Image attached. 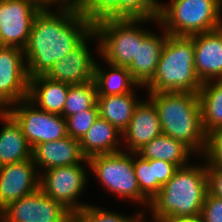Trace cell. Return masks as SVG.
I'll return each mask as SVG.
<instances>
[{
	"label": "cell",
	"instance_id": "cell-1",
	"mask_svg": "<svg viewBox=\"0 0 222 222\" xmlns=\"http://www.w3.org/2000/svg\"><path fill=\"white\" fill-rule=\"evenodd\" d=\"M40 9L32 22L24 48L28 78L45 75L59 58L66 56L92 30L79 8Z\"/></svg>",
	"mask_w": 222,
	"mask_h": 222
},
{
	"label": "cell",
	"instance_id": "cell-2",
	"mask_svg": "<svg viewBox=\"0 0 222 222\" xmlns=\"http://www.w3.org/2000/svg\"><path fill=\"white\" fill-rule=\"evenodd\" d=\"M207 192L206 163L178 168L150 202L153 222L199 220Z\"/></svg>",
	"mask_w": 222,
	"mask_h": 222
},
{
	"label": "cell",
	"instance_id": "cell-3",
	"mask_svg": "<svg viewBox=\"0 0 222 222\" xmlns=\"http://www.w3.org/2000/svg\"><path fill=\"white\" fill-rule=\"evenodd\" d=\"M154 104L163 134L182 141L194 154L204 155L207 134L202 125L201 108L197 93H149Z\"/></svg>",
	"mask_w": 222,
	"mask_h": 222
},
{
	"label": "cell",
	"instance_id": "cell-4",
	"mask_svg": "<svg viewBox=\"0 0 222 222\" xmlns=\"http://www.w3.org/2000/svg\"><path fill=\"white\" fill-rule=\"evenodd\" d=\"M201 86L194 69L192 37L168 35L155 75L145 86L148 93H198Z\"/></svg>",
	"mask_w": 222,
	"mask_h": 222
},
{
	"label": "cell",
	"instance_id": "cell-5",
	"mask_svg": "<svg viewBox=\"0 0 222 222\" xmlns=\"http://www.w3.org/2000/svg\"><path fill=\"white\" fill-rule=\"evenodd\" d=\"M222 0H171L161 3L158 23L169 35L191 37L222 27Z\"/></svg>",
	"mask_w": 222,
	"mask_h": 222
},
{
	"label": "cell",
	"instance_id": "cell-6",
	"mask_svg": "<svg viewBox=\"0 0 222 222\" xmlns=\"http://www.w3.org/2000/svg\"><path fill=\"white\" fill-rule=\"evenodd\" d=\"M150 21L158 19H107L95 24L97 52L104 62L128 68L137 57L138 39L146 32L139 25Z\"/></svg>",
	"mask_w": 222,
	"mask_h": 222
},
{
	"label": "cell",
	"instance_id": "cell-7",
	"mask_svg": "<svg viewBox=\"0 0 222 222\" xmlns=\"http://www.w3.org/2000/svg\"><path fill=\"white\" fill-rule=\"evenodd\" d=\"M88 167L103 188L123 199L150 206V200L140 191L133 168V153L120 151L114 154L92 156Z\"/></svg>",
	"mask_w": 222,
	"mask_h": 222
},
{
	"label": "cell",
	"instance_id": "cell-8",
	"mask_svg": "<svg viewBox=\"0 0 222 222\" xmlns=\"http://www.w3.org/2000/svg\"><path fill=\"white\" fill-rule=\"evenodd\" d=\"M7 112L20 125L31 148L68 136L65 118L39 109L28 98L15 103Z\"/></svg>",
	"mask_w": 222,
	"mask_h": 222
},
{
	"label": "cell",
	"instance_id": "cell-9",
	"mask_svg": "<svg viewBox=\"0 0 222 222\" xmlns=\"http://www.w3.org/2000/svg\"><path fill=\"white\" fill-rule=\"evenodd\" d=\"M86 167L80 163L76 165L54 167L42 171L40 174L39 189L48 197L63 204L76 215L86 205L78 203L77 198L85 191L87 183Z\"/></svg>",
	"mask_w": 222,
	"mask_h": 222
},
{
	"label": "cell",
	"instance_id": "cell-10",
	"mask_svg": "<svg viewBox=\"0 0 222 222\" xmlns=\"http://www.w3.org/2000/svg\"><path fill=\"white\" fill-rule=\"evenodd\" d=\"M74 217L41 189L10 203L0 212L2 222H70Z\"/></svg>",
	"mask_w": 222,
	"mask_h": 222
},
{
	"label": "cell",
	"instance_id": "cell-11",
	"mask_svg": "<svg viewBox=\"0 0 222 222\" xmlns=\"http://www.w3.org/2000/svg\"><path fill=\"white\" fill-rule=\"evenodd\" d=\"M24 49L0 46V111H7L15 103L28 98Z\"/></svg>",
	"mask_w": 222,
	"mask_h": 222
},
{
	"label": "cell",
	"instance_id": "cell-12",
	"mask_svg": "<svg viewBox=\"0 0 222 222\" xmlns=\"http://www.w3.org/2000/svg\"><path fill=\"white\" fill-rule=\"evenodd\" d=\"M40 9L32 0H0V46L24 49Z\"/></svg>",
	"mask_w": 222,
	"mask_h": 222
},
{
	"label": "cell",
	"instance_id": "cell-13",
	"mask_svg": "<svg viewBox=\"0 0 222 222\" xmlns=\"http://www.w3.org/2000/svg\"><path fill=\"white\" fill-rule=\"evenodd\" d=\"M93 38L97 39L94 30L66 56L60 57L45 76L69 85L92 81L96 61L88 50L87 42Z\"/></svg>",
	"mask_w": 222,
	"mask_h": 222
},
{
	"label": "cell",
	"instance_id": "cell-14",
	"mask_svg": "<svg viewBox=\"0 0 222 222\" xmlns=\"http://www.w3.org/2000/svg\"><path fill=\"white\" fill-rule=\"evenodd\" d=\"M39 172L32 159L0 166V212L39 189Z\"/></svg>",
	"mask_w": 222,
	"mask_h": 222
},
{
	"label": "cell",
	"instance_id": "cell-15",
	"mask_svg": "<svg viewBox=\"0 0 222 222\" xmlns=\"http://www.w3.org/2000/svg\"><path fill=\"white\" fill-rule=\"evenodd\" d=\"M194 42V69L202 83L222 80V27L191 36Z\"/></svg>",
	"mask_w": 222,
	"mask_h": 222
},
{
	"label": "cell",
	"instance_id": "cell-16",
	"mask_svg": "<svg viewBox=\"0 0 222 222\" xmlns=\"http://www.w3.org/2000/svg\"><path fill=\"white\" fill-rule=\"evenodd\" d=\"M32 160L37 170H48L54 167L76 165L88 159L81 150L80 141L66 136L60 140L39 143L32 148Z\"/></svg>",
	"mask_w": 222,
	"mask_h": 222
},
{
	"label": "cell",
	"instance_id": "cell-17",
	"mask_svg": "<svg viewBox=\"0 0 222 222\" xmlns=\"http://www.w3.org/2000/svg\"><path fill=\"white\" fill-rule=\"evenodd\" d=\"M161 123L154 104L142 100L133 112L128 127L122 133L127 152L136 153L145 144L162 134Z\"/></svg>",
	"mask_w": 222,
	"mask_h": 222
},
{
	"label": "cell",
	"instance_id": "cell-18",
	"mask_svg": "<svg viewBox=\"0 0 222 222\" xmlns=\"http://www.w3.org/2000/svg\"><path fill=\"white\" fill-rule=\"evenodd\" d=\"M168 35L166 31L158 35L147 30L138 39L137 57H134L128 70L140 86L145 87L154 77Z\"/></svg>",
	"mask_w": 222,
	"mask_h": 222
},
{
	"label": "cell",
	"instance_id": "cell-19",
	"mask_svg": "<svg viewBox=\"0 0 222 222\" xmlns=\"http://www.w3.org/2000/svg\"><path fill=\"white\" fill-rule=\"evenodd\" d=\"M0 120V166L32 159V148L16 120L7 111H0Z\"/></svg>",
	"mask_w": 222,
	"mask_h": 222
},
{
	"label": "cell",
	"instance_id": "cell-20",
	"mask_svg": "<svg viewBox=\"0 0 222 222\" xmlns=\"http://www.w3.org/2000/svg\"><path fill=\"white\" fill-rule=\"evenodd\" d=\"M136 156V157H135ZM133 168L140 191L151 201L178 169L163 160H147L133 153Z\"/></svg>",
	"mask_w": 222,
	"mask_h": 222
},
{
	"label": "cell",
	"instance_id": "cell-21",
	"mask_svg": "<svg viewBox=\"0 0 222 222\" xmlns=\"http://www.w3.org/2000/svg\"><path fill=\"white\" fill-rule=\"evenodd\" d=\"M69 91V84L52 80L45 75L29 79L28 99L39 109L61 115Z\"/></svg>",
	"mask_w": 222,
	"mask_h": 222
},
{
	"label": "cell",
	"instance_id": "cell-22",
	"mask_svg": "<svg viewBox=\"0 0 222 222\" xmlns=\"http://www.w3.org/2000/svg\"><path fill=\"white\" fill-rule=\"evenodd\" d=\"M120 141L122 143V133L107 120L99 117L82 138L80 145L82 153L89 159L96 155L122 151L119 147Z\"/></svg>",
	"mask_w": 222,
	"mask_h": 222
},
{
	"label": "cell",
	"instance_id": "cell-23",
	"mask_svg": "<svg viewBox=\"0 0 222 222\" xmlns=\"http://www.w3.org/2000/svg\"><path fill=\"white\" fill-rule=\"evenodd\" d=\"M136 153L144 159L163 160L181 168L190 164L188 160L194 152L182 141L162 133L145 144Z\"/></svg>",
	"mask_w": 222,
	"mask_h": 222
},
{
	"label": "cell",
	"instance_id": "cell-24",
	"mask_svg": "<svg viewBox=\"0 0 222 222\" xmlns=\"http://www.w3.org/2000/svg\"><path fill=\"white\" fill-rule=\"evenodd\" d=\"M132 93L113 96H97L99 117L107 120L121 133L128 127L133 112L141 102Z\"/></svg>",
	"mask_w": 222,
	"mask_h": 222
},
{
	"label": "cell",
	"instance_id": "cell-25",
	"mask_svg": "<svg viewBox=\"0 0 222 222\" xmlns=\"http://www.w3.org/2000/svg\"><path fill=\"white\" fill-rule=\"evenodd\" d=\"M109 70L95 63L93 80L97 88V96H113L132 93L133 87H141L132 77L127 67L107 63ZM99 65V66H98Z\"/></svg>",
	"mask_w": 222,
	"mask_h": 222
},
{
	"label": "cell",
	"instance_id": "cell-26",
	"mask_svg": "<svg viewBox=\"0 0 222 222\" xmlns=\"http://www.w3.org/2000/svg\"><path fill=\"white\" fill-rule=\"evenodd\" d=\"M201 108L202 125L208 135L222 128V80L202 83L197 93Z\"/></svg>",
	"mask_w": 222,
	"mask_h": 222
},
{
	"label": "cell",
	"instance_id": "cell-27",
	"mask_svg": "<svg viewBox=\"0 0 222 222\" xmlns=\"http://www.w3.org/2000/svg\"><path fill=\"white\" fill-rule=\"evenodd\" d=\"M97 104V88L94 80L69 85L61 116L67 118L81 111L91 109Z\"/></svg>",
	"mask_w": 222,
	"mask_h": 222
},
{
	"label": "cell",
	"instance_id": "cell-28",
	"mask_svg": "<svg viewBox=\"0 0 222 222\" xmlns=\"http://www.w3.org/2000/svg\"><path fill=\"white\" fill-rule=\"evenodd\" d=\"M79 10L92 26L107 19H119V0H81Z\"/></svg>",
	"mask_w": 222,
	"mask_h": 222
},
{
	"label": "cell",
	"instance_id": "cell-29",
	"mask_svg": "<svg viewBox=\"0 0 222 222\" xmlns=\"http://www.w3.org/2000/svg\"><path fill=\"white\" fill-rule=\"evenodd\" d=\"M158 0H119V19H158Z\"/></svg>",
	"mask_w": 222,
	"mask_h": 222
},
{
	"label": "cell",
	"instance_id": "cell-30",
	"mask_svg": "<svg viewBox=\"0 0 222 222\" xmlns=\"http://www.w3.org/2000/svg\"><path fill=\"white\" fill-rule=\"evenodd\" d=\"M99 207V208H98ZM86 205L75 217L80 222H146L143 211L136 216H125L116 212L100 208V206ZM133 217V218H132Z\"/></svg>",
	"mask_w": 222,
	"mask_h": 222
},
{
	"label": "cell",
	"instance_id": "cell-31",
	"mask_svg": "<svg viewBox=\"0 0 222 222\" xmlns=\"http://www.w3.org/2000/svg\"><path fill=\"white\" fill-rule=\"evenodd\" d=\"M97 118H99L97 104L91 109H87L67 117V134L73 139L81 141Z\"/></svg>",
	"mask_w": 222,
	"mask_h": 222
},
{
	"label": "cell",
	"instance_id": "cell-32",
	"mask_svg": "<svg viewBox=\"0 0 222 222\" xmlns=\"http://www.w3.org/2000/svg\"><path fill=\"white\" fill-rule=\"evenodd\" d=\"M206 165H212L222 169V128L216 129L207 135L205 154Z\"/></svg>",
	"mask_w": 222,
	"mask_h": 222
},
{
	"label": "cell",
	"instance_id": "cell-33",
	"mask_svg": "<svg viewBox=\"0 0 222 222\" xmlns=\"http://www.w3.org/2000/svg\"><path fill=\"white\" fill-rule=\"evenodd\" d=\"M199 221L222 222V199L207 192Z\"/></svg>",
	"mask_w": 222,
	"mask_h": 222
},
{
	"label": "cell",
	"instance_id": "cell-34",
	"mask_svg": "<svg viewBox=\"0 0 222 222\" xmlns=\"http://www.w3.org/2000/svg\"><path fill=\"white\" fill-rule=\"evenodd\" d=\"M208 176V192L222 199V169L206 165Z\"/></svg>",
	"mask_w": 222,
	"mask_h": 222
},
{
	"label": "cell",
	"instance_id": "cell-35",
	"mask_svg": "<svg viewBox=\"0 0 222 222\" xmlns=\"http://www.w3.org/2000/svg\"><path fill=\"white\" fill-rule=\"evenodd\" d=\"M41 9L51 8L57 6V8H79L81 0H32ZM60 7H58L59 5Z\"/></svg>",
	"mask_w": 222,
	"mask_h": 222
},
{
	"label": "cell",
	"instance_id": "cell-36",
	"mask_svg": "<svg viewBox=\"0 0 222 222\" xmlns=\"http://www.w3.org/2000/svg\"><path fill=\"white\" fill-rule=\"evenodd\" d=\"M158 222H200L199 220H171V219H162Z\"/></svg>",
	"mask_w": 222,
	"mask_h": 222
},
{
	"label": "cell",
	"instance_id": "cell-37",
	"mask_svg": "<svg viewBox=\"0 0 222 222\" xmlns=\"http://www.w3.org/2000/svg\"><path fill=\"white\" fill-rule=\"evenodd\" d=\"M70 222H80L76 217H74Z\"/></svg>",
	"mask_w": 222,
	"mask_h": 222
}]
</instances>
